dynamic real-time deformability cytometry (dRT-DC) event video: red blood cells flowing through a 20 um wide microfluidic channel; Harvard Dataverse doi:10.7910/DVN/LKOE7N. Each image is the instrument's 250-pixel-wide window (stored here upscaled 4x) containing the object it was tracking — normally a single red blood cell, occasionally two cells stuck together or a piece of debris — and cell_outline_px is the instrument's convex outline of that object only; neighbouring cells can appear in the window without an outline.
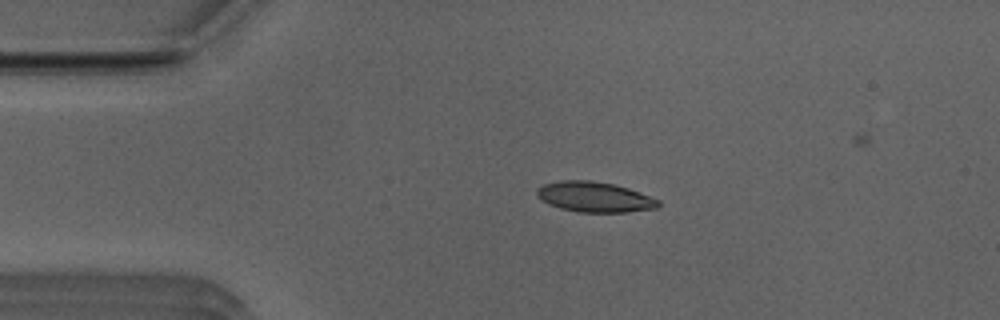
{"species": "Egyptian fruit bat (a non-hibernating species)", "species_latin": "Rousettus aegyptiacus", "temperature_condition": "room temperature", "stored_images_in_passage": 43, "camera_frame_rate_fps": 3000, "um_per_image_px": 0.085, "animal": {"sex": "male"}, "frame": {"image": 1, "passage_image": 2, "time_ms": 0.333, "image_size_px": [1000, 320], "cell_outline_px": [[660, 204], [656, 208], [628, 212], [580, 212], [560, 208], [548, 204], [536, 196], [536, 192], [544, 184], [564, 180], [592, 180], [612, 184], [628, 188], [660, 200]], "centroid_in_image_um": [50.54, 16.75], "position_along_channel_um": 34.5, "area_um2": 21.27}}
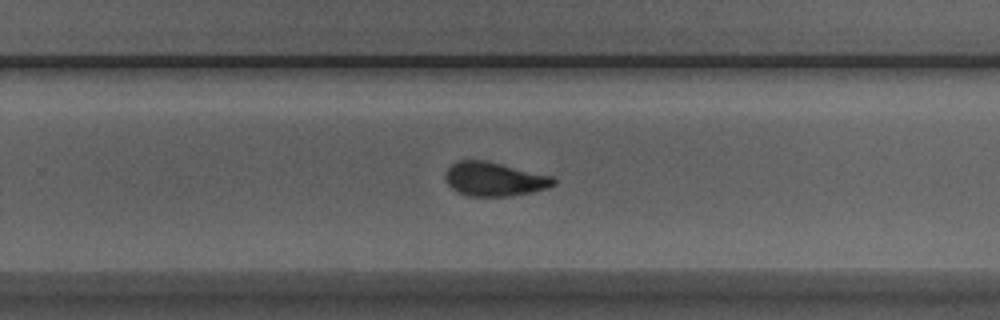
{"frame": {"image": 2, "passage_image": 24, "time_ms": 7.667, "image_size_px": [1000, 320], "cell_outline_px": [[556, 184], [548, 188], [532, 192], [508, 196], [468, 196], [452, 188], [444, 180], [444, 172], [456, 160], [488, 160], [556, 176]], "centroid_in_image_um": [42.05, 15.2], "position_along_channel_um": 287.7, "area_um2": 21.91}}
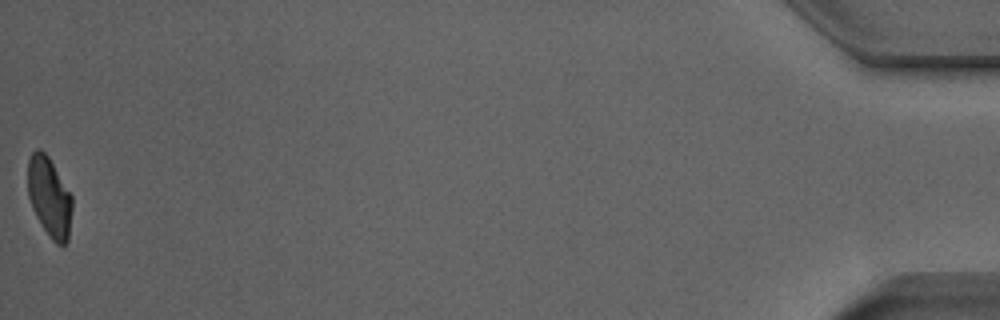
{"frame": {"image": 3, "passage_image": 43, "time_ms": 14.0, "image_size_px": [1000, 320], "cell_outline_px": [[72, 208], [68, 240], [64, 244], [56, 244], [48, 236], [36, 216], [32, 208], [28, 196], [28, 160], [32, 152], [36, 148], [40, 148], [48, 156], [72, 196]], "centroid_in_image_um": [4.19, 16.75], "position_along_channel_um": 431.0, "area_um2": 20.58}, "authors_computed_cell_mechanics": {"area_um2": 21.7328, "velocity_mm_per_s": 3.943, "shape_relaxation_time_tau1_ms": 3.774, "shape_relaxation_time_tau2_ms": 1.6261, "deformation_change_tau1": 0.1463, "deformation_change_tau2": 0.0741}}